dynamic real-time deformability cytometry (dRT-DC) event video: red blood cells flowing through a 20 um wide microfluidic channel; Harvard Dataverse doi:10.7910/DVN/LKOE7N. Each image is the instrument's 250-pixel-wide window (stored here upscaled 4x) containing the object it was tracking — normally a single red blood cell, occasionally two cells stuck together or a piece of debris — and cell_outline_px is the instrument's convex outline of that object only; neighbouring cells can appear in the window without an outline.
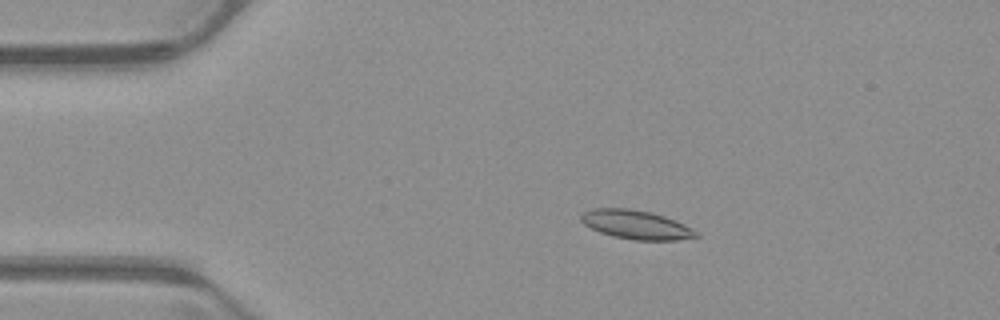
{"species": "common noctule bat (a hibernating species)", "species_latin": "Nyctalus noctula", "temperature_condition": "warm", "stored_images_in_passage": 52, "camera_frame_rate_fps": 3000, "um_per_image_px": 0.085, "animal": {"sex": "male", "body_mass_g": 23.1, "forearm_length_mm": 52.7}, "frame": {"image": 1, "passage_image": 10, "time_ms": 3.0, "image_size_px": [1000, 320], "cell_outline_px": [[700, 236], [676, 240], [632, 240], [612, 236], [600, 232], [584, 224], [580, 220], [580, 216], [584, 212], [592, 208], [632, 208], [652, 212], [676, 220], [700, 232]], "centroid_in_image_um": [54.09, 19.09], "position_along_channel_um": 30.9, "area_um2": 19.59}}
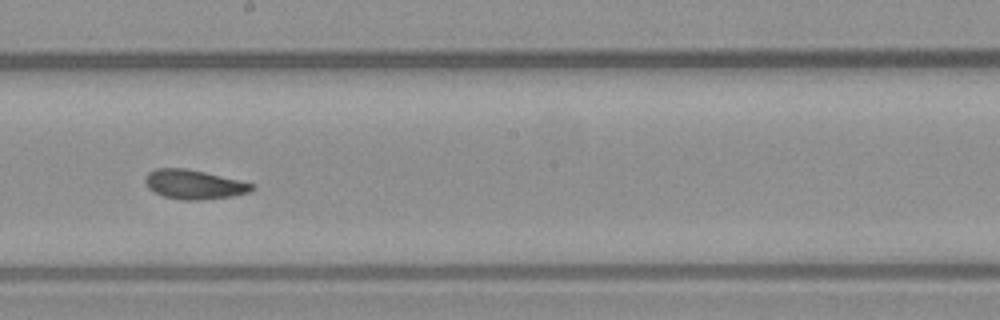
{"frame": {"image": 2, "passage_image": 29, "time_ms": 9.333, "image_size_px": [1000, 320], "cell_outline_px": [[256, 188], [248, 192], [232, 196], [200, 200], [184, 200], [164, 196], [148, 188], [144, 180], [148, 172], [156, 168], [184, 168], [204, 172], [240, 180], [256, 184]], "centroid_in_image_um": [16.51, 15.67], "position_along_channel_um": 231.7, "area_um2": 18.15}}
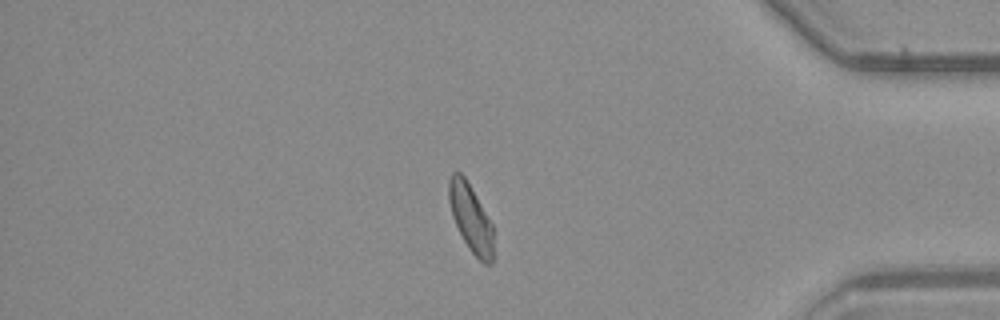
{"frame": {"image": 3, "passage_image": 44, "time_ms": 14.333, "image_size_px": [1000, 320], "cell_outline_px": [[492, 264], [484, 264], [468, 248], [452, 216], [448, 200], [448, 180], [452, 172], [460, 172], [464, 176], [492, 224]], "centroid_in_image_um": [39.98, 18.51], "position_along_channel_um": 395.2, "area_um2": 17.17}, "authors_computed_cell_mechanics": {"area_um2": 18.3226, "velocity_mm_per_s": 3.9427, "shape_relaxation_time_tau1_ms": 5.9056, "shape_relaxation_time_tau2_ms": 2.9279, "deformation_change_tau1": 0.1656, "deformation_change_tau2": 0.1035}}